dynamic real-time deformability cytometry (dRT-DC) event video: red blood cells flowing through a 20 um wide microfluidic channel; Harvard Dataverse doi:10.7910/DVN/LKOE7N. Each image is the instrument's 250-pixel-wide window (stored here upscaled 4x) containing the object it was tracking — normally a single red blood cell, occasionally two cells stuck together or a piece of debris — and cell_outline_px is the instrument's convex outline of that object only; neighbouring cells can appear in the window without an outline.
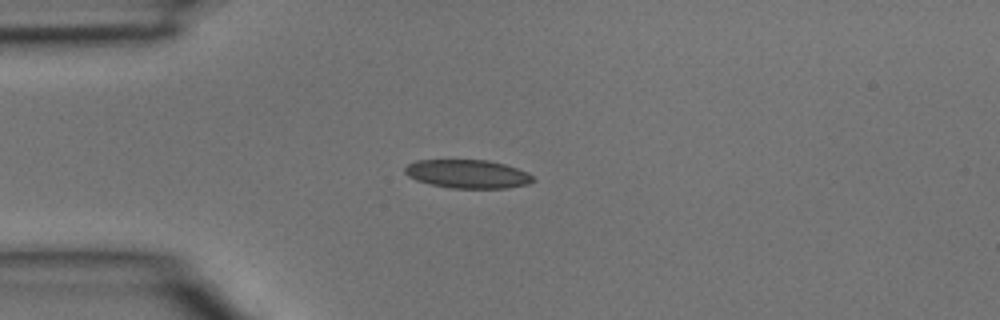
{"species": "common noctule bat (a hibernating species)", "species_latin": "Nyctalus noctula", "temperature_condition": "room temperature", "stored_images_in_passage": 2, "camera_frame_rate_fps": 3000, "um_per_image_px": 0.085, "animal": {"sex": "male", "body_mass_g": 15.6}, "frame": {"image": 1, "passage_image": 2, "time_ms": 0.333, "image_size_px": [1000, 320], "cell_outline_px": [[536, 180], [528, 184], [508, 188], [452, 188], [432, 184], [416, 180], [408, 176], [404, 172], [404, 168], [408, 164], [416, 160], [488, 160], [504, 164], [528, 172]], "centroid_in_image_um": [39.76, 14.78], "position_along_channel_um": 45.2, "area_um2": 21.27}}